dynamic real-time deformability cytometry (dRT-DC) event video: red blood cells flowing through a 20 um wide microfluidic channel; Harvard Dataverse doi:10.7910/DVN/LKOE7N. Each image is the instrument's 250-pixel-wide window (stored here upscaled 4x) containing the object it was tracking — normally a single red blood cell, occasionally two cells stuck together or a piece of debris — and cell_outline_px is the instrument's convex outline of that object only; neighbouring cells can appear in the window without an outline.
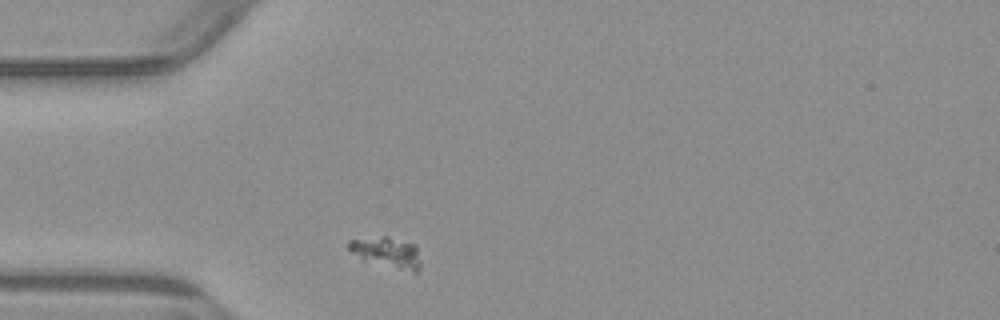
{"species": "common noctule bat (a hibernating species)", "species_latin": "Nyctalus noctula", "temperature_condition": "warm", "stored_images_in_passage": 2, "camera_frame_rate_fps": 3000, "um_per_image_px": 0.085, "animal": {"sex": "male", "body_mass_g": 23.1, "forearm_length_mm": 52.7}, "frame": {"image": 1, "passage_image": 1, "time_ms": 0.0, "image_size_px": [1000, 320], "cell_outline_px": [[420, 268], [416, 272], [412, 272], [360, 260], [348, 248], [348, 240], [380, 236], [388, 236], [416, 244], [420, 260]], "centroid_in_image_um": [32.89, 21.45], "position_along_channel_um": 52.1, "area_um2": 13.12}}